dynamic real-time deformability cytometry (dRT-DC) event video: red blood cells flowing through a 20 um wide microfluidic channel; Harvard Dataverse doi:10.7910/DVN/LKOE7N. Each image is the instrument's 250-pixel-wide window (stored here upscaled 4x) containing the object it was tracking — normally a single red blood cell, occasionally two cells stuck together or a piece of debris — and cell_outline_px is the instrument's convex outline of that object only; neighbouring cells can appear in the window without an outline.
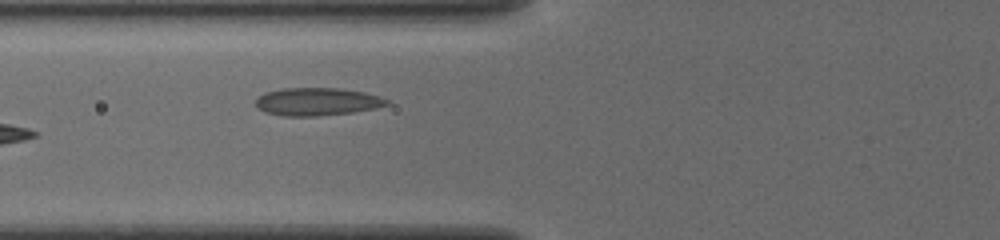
{"species": "common noctule bat (a hibernating species)", "species_latin": "Nyctalus noctula", "temperature_condition": "cold", "stored_images_in_passage": 4, "camera_frame_rate_fps": 3000, "um_per_image_px": 0.085, "animal": {"sex": "female", "body_mass_g": 19.5, "forearm_length_mm": 54.1}, "frame": {"image": 1, "passage_image": 4, "time_ms": 2.667, "image_size_px": [1000, 240], "cell_outline_px": [[392, 104], [376, 108], [352, 112], [316, 116], [280, 116], [264, 112], [256, 108], [256, 96], [264, 92], [284, 88], [340, 88], [364, 92], [380, 96], [392, 100]], "centroid_in_image_um": [26.96, 8.64], "position_along_channel_um": 98.8, "area_um2": 21.68}}